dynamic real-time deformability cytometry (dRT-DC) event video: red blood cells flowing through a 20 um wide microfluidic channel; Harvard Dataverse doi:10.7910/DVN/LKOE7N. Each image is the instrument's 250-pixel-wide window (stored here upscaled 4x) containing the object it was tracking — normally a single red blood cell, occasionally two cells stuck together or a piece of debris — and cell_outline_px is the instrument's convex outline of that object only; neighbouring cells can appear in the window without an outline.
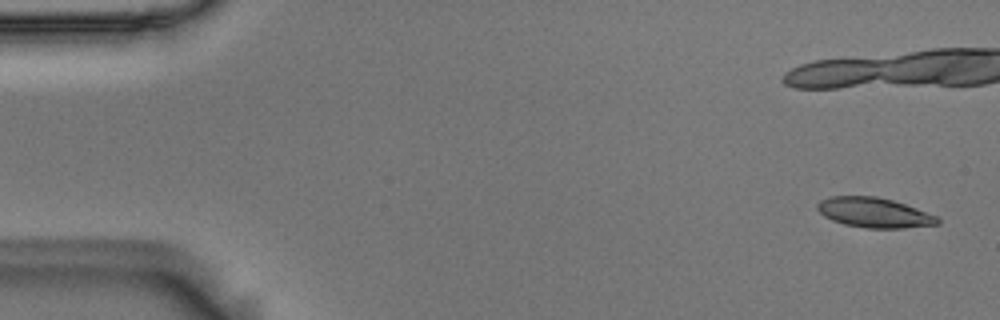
{"species": "Egyptian fruit bat (a non-hibernating species)", "species_latin": "Rousettus aegyptiacus", "temperature_condition": "room temperature", "stored_images_in_passage": 7, "camera_frame_rate_fps": 3000, "um_per_image_px": 0.085, "animal": {"sex": "male"}, "frame": {"image": 1, "passage_image": 1, "time_ms": 0.0, "image_size_px": [1000, 320], "cell_outline_px": [[940, 224], [904, 228], [864, 228], [844, 224], [832, 220], [824, 216], [816, 208], [816, 204], [820, 200], [832, 196], [876, 196], [892, 200], [940, 216]], "centroid_in_image_um": [74.32, 18.08], "position_along_channel_um": 10.7, "area_um2": 21.1}}
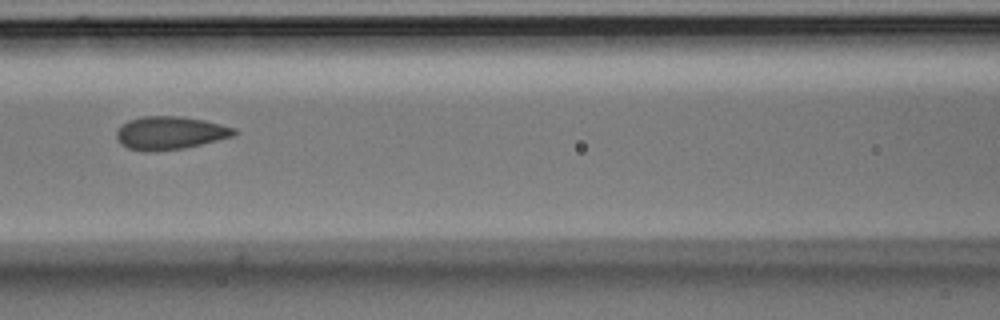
{"frame": {"image": 2, "passage_image": 7, "time_ms": 2.0, "image_size_px": [1000, 320], "cell_outline_px": [[240, 132], [232, 136], [184, 148], [128, 148], [120, 144], [116, 136], [116, 132], [128, 120], [144, 116], [180, 116], [204, 120], [236, 128]], "centroid_in_image_um": [14.51, 11.24], "position_along_channel_um": 152.1, "area_um2": 21.73}}